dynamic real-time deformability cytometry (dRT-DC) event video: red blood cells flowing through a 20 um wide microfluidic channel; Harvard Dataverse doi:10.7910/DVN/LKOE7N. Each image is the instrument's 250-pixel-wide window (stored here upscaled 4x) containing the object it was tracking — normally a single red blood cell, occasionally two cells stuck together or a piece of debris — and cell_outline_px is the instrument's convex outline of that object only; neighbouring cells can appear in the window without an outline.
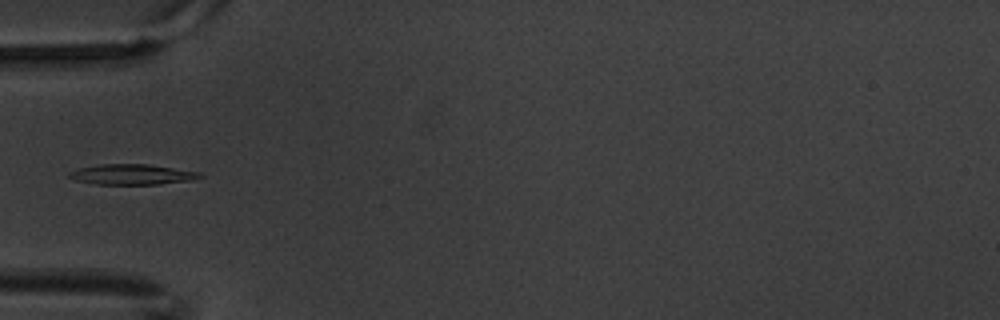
{"species": "common noctule bat (a hibernating species)", "species_latin": "Nyctalus noctula", "temperature_condition": "warm", "stored_images_in_passage": 9, "camera_frame_rate_fps": 3000, "um_per_image_px": 0.085, "animal": {"sex": "male", "body_mass_g": 20.1, "forearm_length_mm": 53.5}, "frame": {"image": 1, "passage_image": 3, "time_ms": 0.667, "image_size_px": [1000, 320], "cell_outline_px": [[204, 176], [192, 180], [160, 184], [96, 184], [76, 180], [68, 176], [68, 172], [80, 168], [100, 164], [148, 164], [200, 172]], "centroid_in_image_um": [11.24, 14.82], "position_along_channel_um": 73.8, "area_um2": 15.43}}
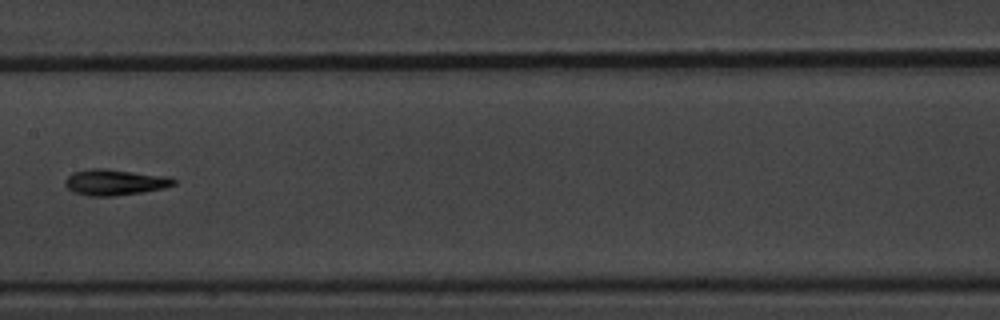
{"frame": {"image": 2, "passage_image": 6, "time_ms": 1.667, "image_size_px": [1000, 320], "cell_outline_px": [[176, 184], [164, 188], [140, 192], [112, 196], [88, 196], [72, 192], [64, 184], [64, 180], [72, 172], [88, 168], [104, 168], [168, 176], [176, 180]], "centroid_in_image_um": [9.72, 15.48], "position_along_channel_um": 197.7, "area_um2": 16.53}}
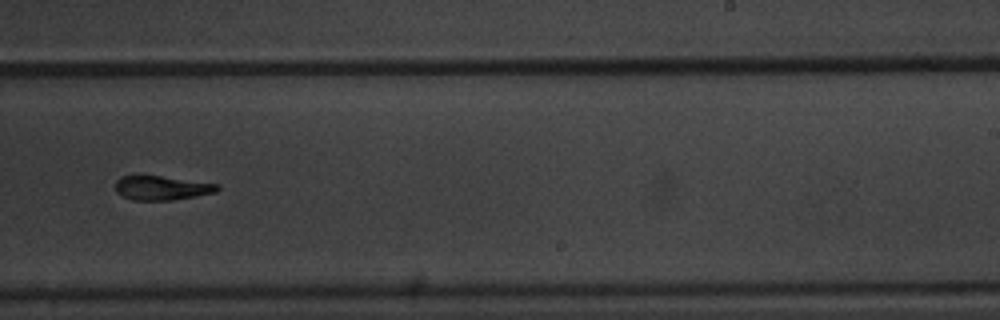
{"frame": {"image": 3, "passage_image": 8, "time_ms": 2.333, "image_size_px": [1000, 320], "cell_outline_px": [[220, 188], [216, 192], [196, 196], [172, 200], [132, 200], [116, 192], [116, 180], [120, 176], [160, 176], [220, 184]], "centroid_in_image_um": [13.77, 15.97], "position_along_channel_um": 275.2, "area_um2": 14.28}}